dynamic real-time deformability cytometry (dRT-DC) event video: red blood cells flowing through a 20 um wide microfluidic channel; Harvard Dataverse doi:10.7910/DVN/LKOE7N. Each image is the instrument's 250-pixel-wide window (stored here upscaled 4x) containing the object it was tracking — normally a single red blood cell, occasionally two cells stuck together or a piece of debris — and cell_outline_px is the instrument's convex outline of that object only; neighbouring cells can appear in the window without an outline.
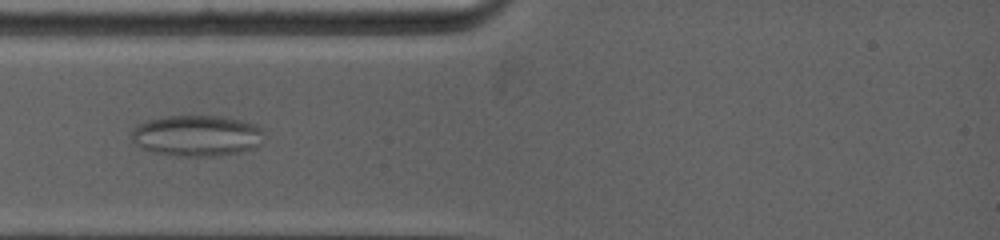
{"species": "common noctule bat (a hibernating species)", "species_latin": "Nyctalus noctula", "temperature_condition": "warm", "stored_images_in_passage": 2, "camera_frame_rate_fps": 5000, "um_per_image_px": 0.085, "animal": {"sex": "female", "body_mass_g": 19.0, "forearm_length_mm": 53.3}, "frame": {"image": 1, "passage_image": 1, "time_ms": 0.0, "image_size_px": [1000, 240], "cell_outline_px": [[264, 132], [260, 144], [252, 148], [240, 152], [216, 156], [180, 156], [152, 152], [140, 148], [132, 140], [132, 132], [140, 124], [148, 120], [160, 116], [224, 116], [240, 120], [252, 124], [260, 128]], "centroid_in_image_um": [16.72, 11.53], "position_along_channel_um": 68.3, "area_um2": 31.62}}
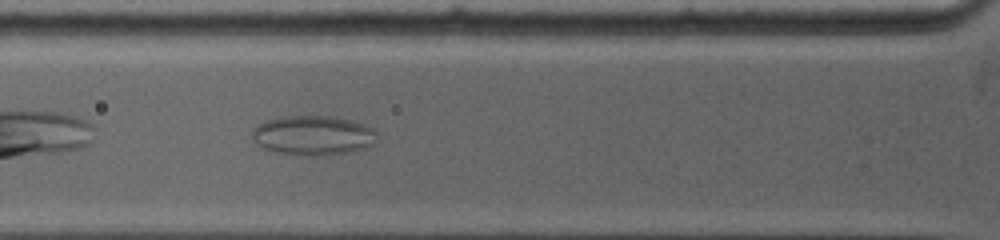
{"frame": {"image": 2, "passage_image": 2, "time_ms": 0.8, "image_size_px": [1000, 240], "cell_outline_px": [[376, 144], [364, 148], [348, 152], [316, 156], [312, 156], [280, 152], [264, 148], [256, 144], [252, 140], [252, 128], [268, 120], [280, 116], [336, 116], [352, 120], [376, 128]], "centroid_in_image_um": [26.65, 11.49], "position_along_channel_um": 99.2, "area_um2": 28.96}}